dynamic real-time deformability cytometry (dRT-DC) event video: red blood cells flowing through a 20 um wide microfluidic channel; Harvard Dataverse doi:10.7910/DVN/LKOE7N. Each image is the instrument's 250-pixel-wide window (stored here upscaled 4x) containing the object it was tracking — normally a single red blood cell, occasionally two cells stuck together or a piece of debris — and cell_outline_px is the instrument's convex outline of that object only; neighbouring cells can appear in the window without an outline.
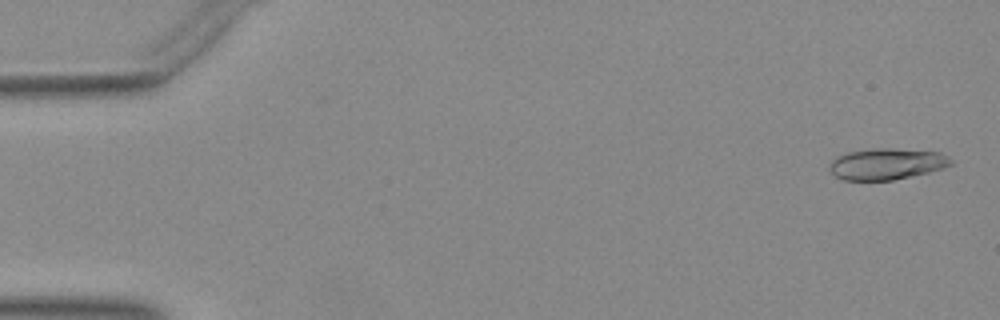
{"species": "Egyptian fruit bat (a non-hibernating species)", "species_latin": "Rousettus aegyptiacus", "temperature_condition": "warm", "stored_images_in_passage": 51, "camera_frame_rate_fps": 3000, "um_per_image_px": 0.085, "animal": {"sex": "female"}, "frame": {"image": 1, "passage_image": 2, "time_ms": 0.333, "image_size_px": [1000, 320], "cell_outline_px": [[952, 164], [928, 172], [892, 180], [844, 180], [836, 176], [828, 168], [832, 160], [836, 156], [848, 152], [872, 148], [892, 148], [940, 152], [948, 156], [952, 160]], "centroid_in_image_um": [75.34, 13.92], "position_along_channel_um": 9.7, "area_um2": 22.02}}
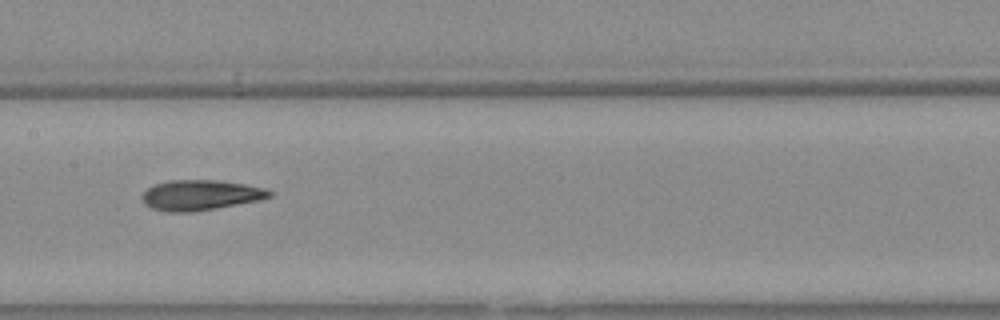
{"frame": {"image": 2, "passage_image": 26, "time_ms": 8.333, "image_size_px": [1000, 320], "cell_outline_px": [[272, 196], [260, 200], [216, 208], [192, 212], [168, 212], [152, 208], [144, 204], [140, 196], [152, 184], [168, 180], [216, 180], [244, 184], [264, 188], [272, 192]], "centroid_in_image_um": [16.99, 16.58], "position_along_channel_um": 190.4, "area_um2": 22.54}}
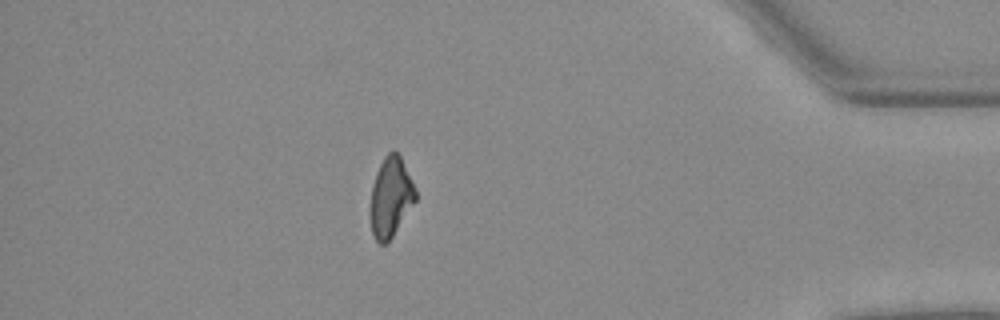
{"frame": {"image": 3, "passage_image": 45, "time_ms": 14.667, "image_size_px": [1000, 320], "cell_outline_px": [[416, 200], [392, 236], [384, 244], [380, 244], [376, 240], [372, 232], [368, 212], [372, 184], [376, 172], [384, 156], [388, 152], [396, 152], [400, 156], [416, 188]], "centroid_in_image_um": [33.17, 16.75], "position_along_channel_um": 402.0, "area_um2": 21.04}}